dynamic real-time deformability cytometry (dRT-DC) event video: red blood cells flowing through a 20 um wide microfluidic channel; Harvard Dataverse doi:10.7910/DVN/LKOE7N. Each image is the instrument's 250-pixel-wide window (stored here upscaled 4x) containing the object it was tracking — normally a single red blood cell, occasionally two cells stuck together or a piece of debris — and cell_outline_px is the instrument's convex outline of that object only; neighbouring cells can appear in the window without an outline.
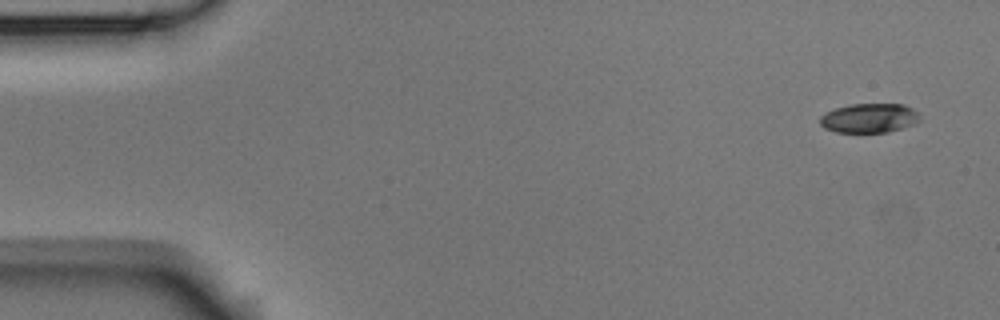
{"species": "Egyptian fruit bat (a non-hibernating species)", "species_latin": "Rousettus aegyptiacus", "temperature_condition": "room temperature", "stored_images_in_passage": 7, "camera_frame_rate_fps": 3000, "um_per_image_px": 0.085, "animal": {"sex": "male"}, "frame": {"image": 1, "passage_image": 1, "time_ms": 0.0, "image_size_px": [1000, 320], "cell_outline_px": [[920, 120], [912, 124], [888, 132], [836, 132], [824, 128], [820, 124], [820, 116], [824, 112], [848, 104], [904, 104], [912, 108], [920, 116]], "centroid_in_image_um": [73.85, 10.03], "position_along_channel_um": 11.2, "area_um2": 17.05}}
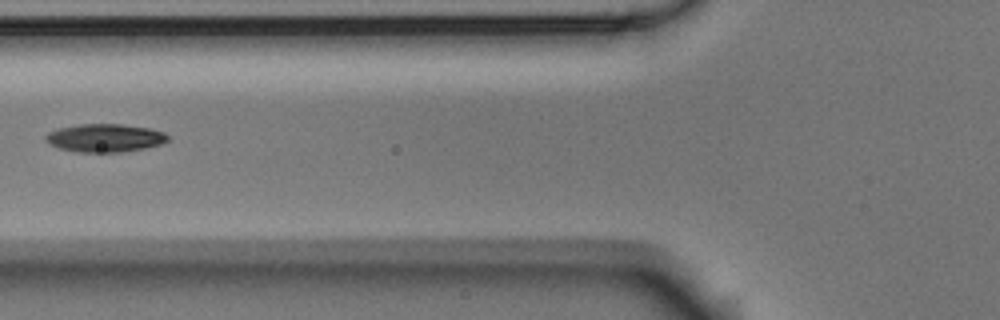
{"frame": {"image": 2, "passage_image": 6, "time_ms": 1.667, "image_size_px": [1000, 320], "cell_outline_px": [[168, 140], [160, 144], [144, 148], [120, 152], [76, 152], [60, 148], [48, 144], [44, 140], [44, 136], [48, 132], [56, 128], [80, 124], [124, 124], [148, 128], [164, 132], [168, 136]], "centroid_in_image_um": [8.86, 11.72], "position_along_channel_um": 116.9, "area_um2": 20.11}}
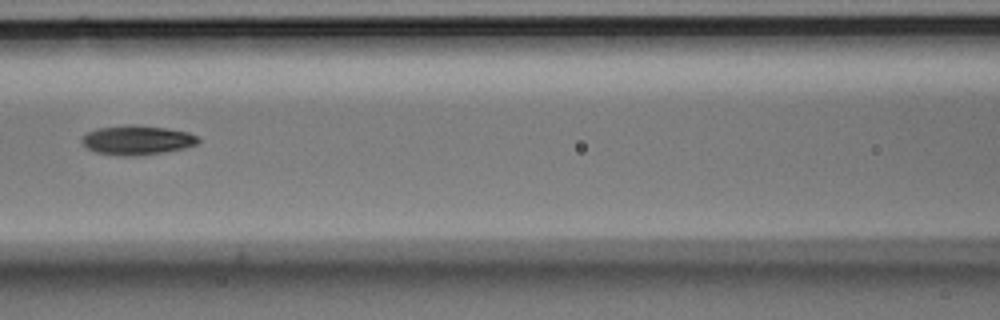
{"frame": {"image": 3, "passage_image": 7, "time_ms": 2.0, "image_size_px": [1000, 320], "cell_outline_px": [[200, 140], [196, 144], [184, 148], [164, 152], [140, 156], [116, 156], [96, 152], [88, 148], [80, 140], [88, 132], [96, 128], [132, 124], [164, 128], [188, 132], [196, 136]], "centroid_in_image_um": [11.63, 11.92], "position_along_channel_um": 155.0, "area_um2": 19.88}}